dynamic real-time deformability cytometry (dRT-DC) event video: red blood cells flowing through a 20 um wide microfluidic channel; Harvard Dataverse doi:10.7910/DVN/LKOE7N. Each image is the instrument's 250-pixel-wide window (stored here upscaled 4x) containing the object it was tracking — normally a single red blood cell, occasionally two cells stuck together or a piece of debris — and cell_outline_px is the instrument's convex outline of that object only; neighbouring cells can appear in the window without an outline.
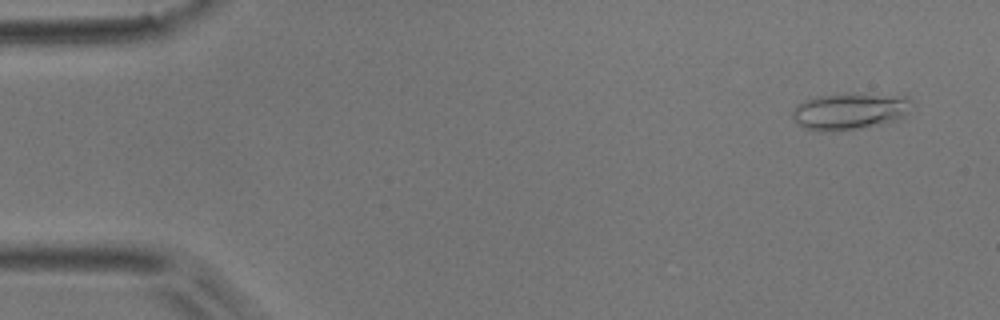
{"species": "common noctule bat (a hibernating species)", "species_latin": "Nyctalus noctula", "temperature_condition": "room temperature", "stored_images_in_passage": 51, "camera_frame_rate_fps": 3000, "um_per_image_px": 0.085, "animal": {"sex": "male", "body_mass_g": 17.9}, "frame": {"image": 1, "passage_image": 3, "time_ms": 0.667, "image_size_px": [1000, 320], "cell_outline_px": [[908, 100], [904, 116], [900, 120], [860, 128], [824, 132], [820, 132], [804, 128], [796, 124], [792, 116], [792, 108], [796, 104], [804, 100], [816, 96], [848, 92], [908, 96]], "centroid_in_image_um": [72.12, 9.44], "position_along_channel_um": 12.9, "area_um2": 25.84}}
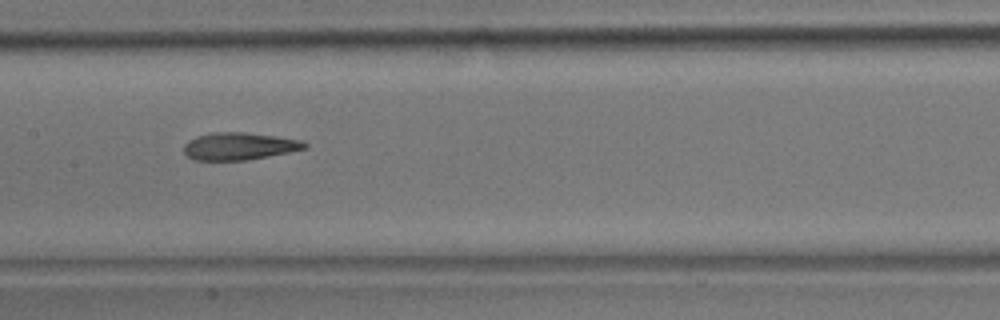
{"frame": {"image": 2, "passage_image": 25, "time_ms": 8.0, "image_size_px": [1000, 320], "cell_outline_px": [[308, 148], [268, 156], [244, 160], [192, 160], [184, 152], [184, 144], [188, 140], [196, 136], [212, 132], [244, 132], [276, 136], [300, 140], [308, 144]], "centroid_in_image_um": [20.3, 12.42], "position_along_channel_um": 187.1, "area_um2": 19.25}}
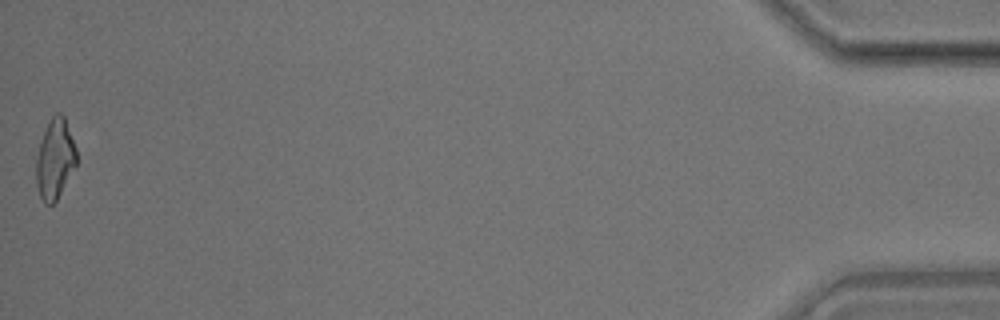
{"frame": {"image": 3, "passage_image": 51, "time_ms": 16.667, "image_size_px": [1000, 320], "cell_outline_px": [[76, 164], [56, 200], [52, 204], [44, 204], [40, 196], [36, 184], [36, 156], [40, 140], [48, 120], [56, 112], [60, 112], [64, 116], [76, 148]], "centroid_in_image_um": [4.64, 13.48], "position_along_channel_um": 430.6, "area_um2": 18.73}, "authors_computed_cell_mechanics": {"area_um2": 19.7676, "velocity_mm_per_s": 3.9086, "shape_relaxation_time_tau1_ms": 8.9165, "shape_relaxation_time_tau2_ms": 3.1641, "deformation_change_tau1": 0.2376, "deformation_change_tau2": 0.1406}}